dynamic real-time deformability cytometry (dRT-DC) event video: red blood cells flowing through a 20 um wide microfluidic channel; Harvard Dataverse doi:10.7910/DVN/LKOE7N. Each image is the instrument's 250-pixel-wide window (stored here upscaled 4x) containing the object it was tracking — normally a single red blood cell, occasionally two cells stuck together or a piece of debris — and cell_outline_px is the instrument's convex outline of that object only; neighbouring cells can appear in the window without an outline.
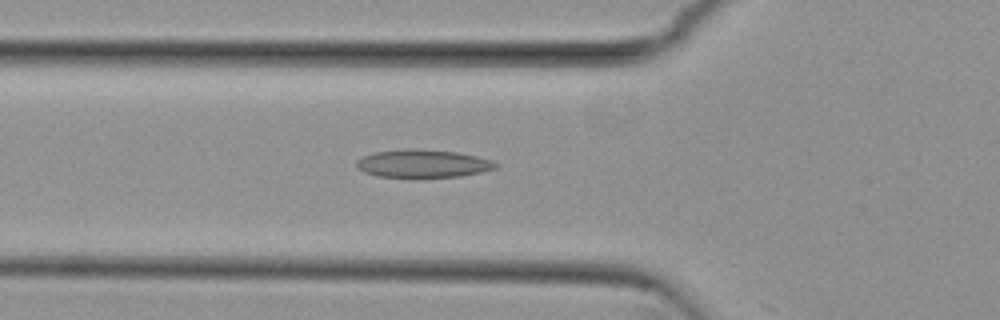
{"species": "common noctule bat (a hibernating species)", "species_latin": "Nyctalus noctula", "temperature_condition": "cold", "stored_images_in_passage": 19, "camera_frame_rate_fps": 3000, "um_per_image_px": 0.085, "animal": {"sex": "female", "body_mass_g": 29.2, "forearm_length_mm": 56.3}, "frame": {"image": 1, "passage_image": 18, "time_ms": 5.667, "image_size_px": [1000, 320], "cell_outline_px": [[500, 164], [496, 168], [480, 172], [460, 176], [424, 180], [416, 180], [376, 176], [364, 172], [356, 168], [356, 160], [364, 156], [376, 152], [408, 148], [416, 148], [456, 152], [476, 156], [492, 160]], "centroid_in_image_um": [35.92, 13.95], "position_along_channel_um": 89.9, "area_um2": 23.7}}